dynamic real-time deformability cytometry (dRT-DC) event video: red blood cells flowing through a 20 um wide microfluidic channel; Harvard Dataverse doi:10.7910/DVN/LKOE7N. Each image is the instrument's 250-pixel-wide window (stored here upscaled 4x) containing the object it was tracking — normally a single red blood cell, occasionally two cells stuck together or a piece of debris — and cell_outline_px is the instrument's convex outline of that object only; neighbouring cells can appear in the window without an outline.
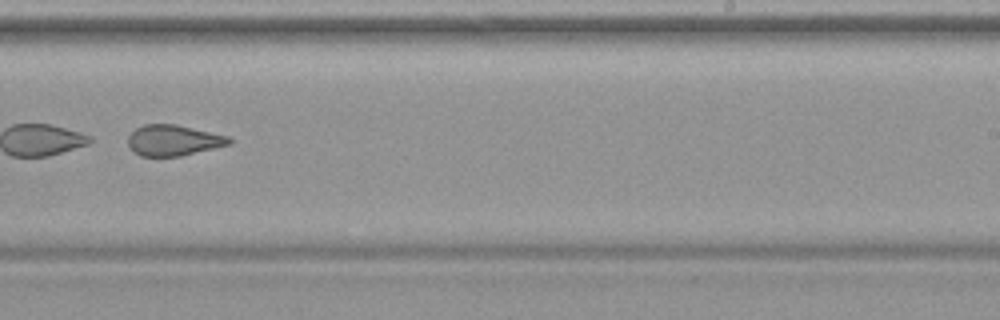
{"species": "common noctule bat (a hibernating species)", "species_latin": "Nyctalus noctula", "temperature_condition": "warm", "stored_images_in_passage": 40, "camera_frame_rate_fps": 3000, "um_per_image_px": 0.085, "animal": {"sex": "female", "body_mass_g": 19.9}, "frame": {"image": 1, "passage_image": 23, "time_ms": 7.333, "image_size_px": [1000, 320], "cell_outline_px": [[232, 144], [180, 156], [140, 156], [132, 152], [128, 148], [128, 136], [136, 128], [144, 124], [176, 124], [228, 136], [232, 140]], "centroid_in_image_um": [14.71, 11.93], "position_along_channel_um": 274.3, "area_um2": 18.26}}
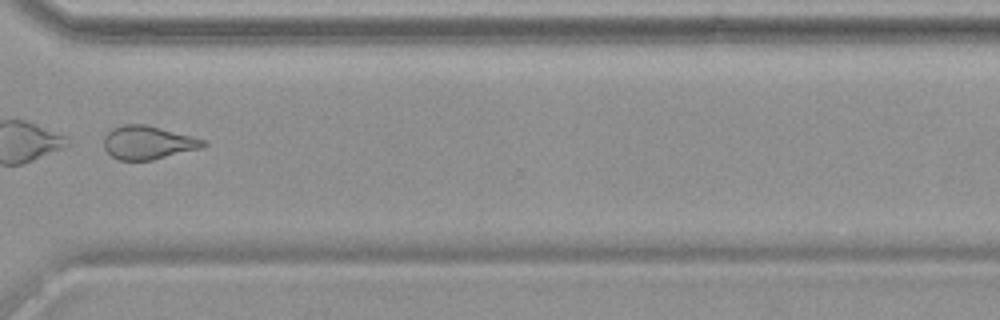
{"frame": {"image": 2, "passage_image": 29, "time_ms": 9.333, "image_size_px": [1000, 320], "cell_outline_px": [[208, 144], [200, 148], [152, 160], [120, 160], [112, 156], [104, 148], [104, 136], [112, 128], [124, 124], [144, 124], [208, 140]], "centroid_in_image_um": [12.58, 12.11], "position_along_channel_um": 358.0, "area_um2": 19.25}}